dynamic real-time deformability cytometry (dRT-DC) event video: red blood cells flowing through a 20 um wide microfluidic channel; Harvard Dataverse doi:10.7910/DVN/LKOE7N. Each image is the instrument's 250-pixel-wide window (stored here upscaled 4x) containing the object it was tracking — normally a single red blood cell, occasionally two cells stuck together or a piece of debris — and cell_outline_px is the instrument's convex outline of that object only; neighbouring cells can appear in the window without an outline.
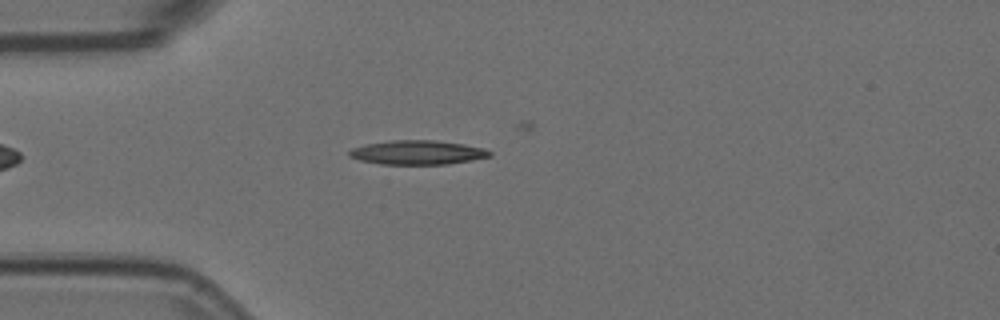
{"species": "Egyptian fruit bat (a non-hibernating species)", "species_latin": "Rousettus aegyptiacus", "temperature_condition": "room temperature", "stored_images_in_passage": 7, "camera_frame_rate_fps": 3000, "um_per_image_px": 0.085, "animal": {"sex": "female"}, "frame": {"image": 1, "passage_image": 5, "time_ms": 1.333, "image_size_px": [1000, 320], "cell_outline_px": [[492, 156], [472, 160], [448, 164], [380, 164], [360, 160], [348, 156], [348, 152], [352, 148], [364, 144], [392, 140], [436, 140], [464, 144], [484, 148], [492, 152]], "centroid_in_image_um": [35.49, 12.95], "position_along_channel_um": 49.5, "area_um2": 19.88}}